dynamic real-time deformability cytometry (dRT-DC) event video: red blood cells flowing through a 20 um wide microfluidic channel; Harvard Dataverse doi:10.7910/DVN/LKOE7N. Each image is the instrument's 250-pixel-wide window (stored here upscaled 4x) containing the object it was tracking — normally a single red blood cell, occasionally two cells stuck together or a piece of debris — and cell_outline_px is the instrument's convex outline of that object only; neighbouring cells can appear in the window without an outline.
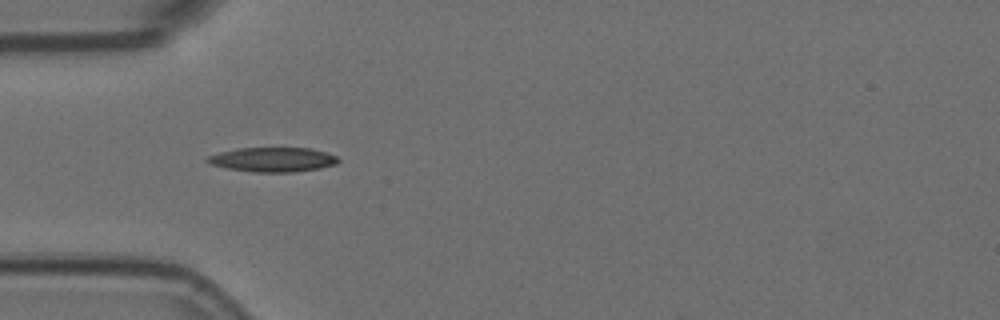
{"species": "Egyptian fruit bat (a non-hibernating species)", "species_latin": "Rousettus aegyptiacus", "temperature_condition": "room temperature", "stored_images_in_passage": 2, "camera_frame_rate_fps": 3000, "um_per_image_px": 0.085, "animal": {"sex": "female"}, "frame": {"image": 1, "passage_image": 1, "time_ms": 0.0, "image_size_px": [1000, 320], "cell_outline_px": [[340, 160], [336, 164], [320, 168], [292, 172], [252, 172], [228, 168], [212, 164], [204, 160], [208, 156], [220, 152], [240, 148], [312, 148], [336, 156]], "centroid_in_image_um": [23.2, 13.56], "position_along_channel_um": 61.8, "area_um2": 18.5}}
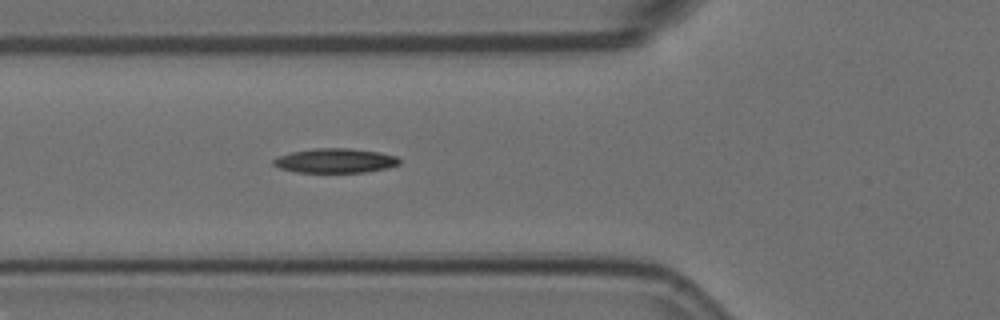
{"frame": {"image": 2, "passage_image": 2, "time_ms": 0.333, "image_size_px": [1000, 320], "cell_outline_px": [[400, 164], [388, 168], [364, 172], [296, 172], [280, 168], [272, 164], [272, 160], [280, 156], [292, 152], [312, 148], [352, 148], [376, 152], [396, 156], [400, 160]], "centroid_in_image_um": [28.49, 13.65], "position_along_channel_um": 97.3, "area_um2": 17.86}}